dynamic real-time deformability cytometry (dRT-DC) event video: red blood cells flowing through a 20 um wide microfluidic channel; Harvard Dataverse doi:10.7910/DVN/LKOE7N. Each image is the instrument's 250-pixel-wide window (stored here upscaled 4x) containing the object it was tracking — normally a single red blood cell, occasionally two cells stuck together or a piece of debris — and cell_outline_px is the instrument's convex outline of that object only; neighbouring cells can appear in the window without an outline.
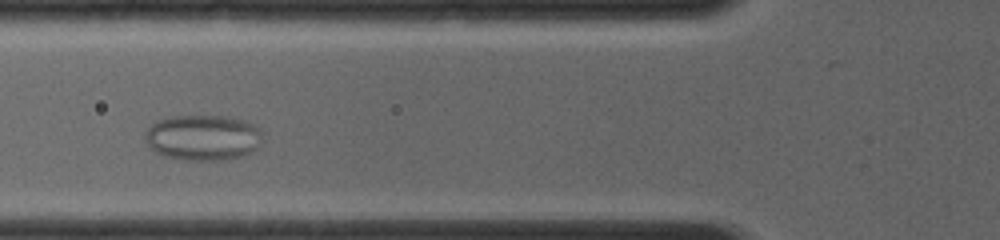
{"species": "common noctule bat (a hibernating species)", "species_latin": "Nyctalus noctula", "temperature_condition": "room temperature", "stored_images_in_passage": 42, "camera_frame_rate_fps": 4000, "um_per_image_px": 0.085, "animal": {"sex": "female", "body_mass_g": 19.0, "forearm_length_mm": 56.7}, "frame": {"image": 1, "passage_image": 14, "time_ms": 3.5, "image_size_px": [1000, 240], "cell_outline_px": [[264, 140], [252, 152], [240, 156], [220, 160], [188, 160], [164, 156], [156, 152], [148, 144], [144, 136], [144, 132], [156, 120], [172, 116], [228, 116], [244, 120], [260, 128]], "centroid_in_image_um": [17.27, 11.68], "position_along_channel_um": 108.5, "area_um2": 31.39}}
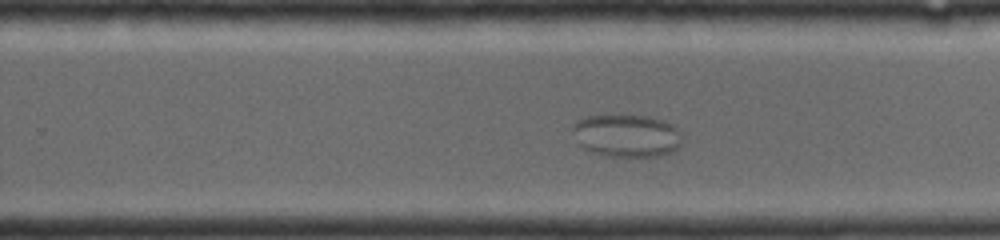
{"frame": {"image": 2, "passage_image": 30, "time_ms": 7.75, "image_size_px": [1000, 240], "cell_outline_px": [[684, 136], [680, 144], [672, 152], [656, 156], [608, 156], [592, 152], [584, 148], [580, 144], [572, 128], [572, 124], [576, 120], [584, 116], [648, 116], [672, 124]], "centroid_in_image_um": [53.28, 11.53], "position_along_channel_um": 276.5, "area_um2": 26.99}}
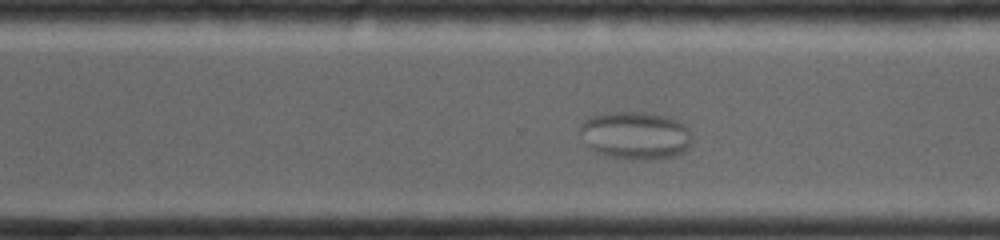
{"frame": {"image": 3, "passage_image": 34, "time_ms": 8.75, "image_size_px": [1000, 240], "cell_outline_px": [[692, 144], [684, 152], [672, 156], [640, 160], [608, 156], [596, 152], [588, 148], [580, 128], [580, 124], [588, 116], [608, 112], [640, 112], [668, 116], [684, 124], [692, 132]], "centroid_in_image_um": [54.03, 11.5], "position_along_channel_um": 316.6, "area_um2": 31.33}}